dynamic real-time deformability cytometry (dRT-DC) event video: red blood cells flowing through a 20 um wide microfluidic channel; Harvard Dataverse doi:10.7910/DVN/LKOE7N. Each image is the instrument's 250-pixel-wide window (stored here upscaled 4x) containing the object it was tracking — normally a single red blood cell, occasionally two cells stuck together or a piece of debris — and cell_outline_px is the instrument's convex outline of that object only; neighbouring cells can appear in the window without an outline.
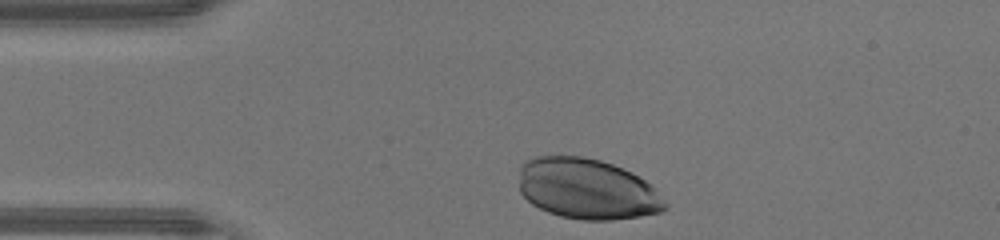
{"species": "human", "species_latin": "Homo sapiens", "temperature_condition": "warm", "stored_images_in_passage": 28, "camera_frame_rate_fps": 3000, "um_per_image_px": 0.085, "donor": {"sex": "male"}, "frame": {"image": 1, "passage_image": 1, "time_ms": 0.0, "image_size_px": [1000, 240], "cell_outline_px": [[668, 208], [660, 212], [612, 220], [580, 220], [560, 216], [548, 212], [532, 204], [520, 192], [520, 164], [524, 160], [536, 156], [580, 156], [600, 160], [612, 164], [632, 172], [656, 188], [668, 204]], "centroid_in_image_um": [49.9, 16.05], "position_along_channel_um": 35.1, "area_um2": 51.85}}
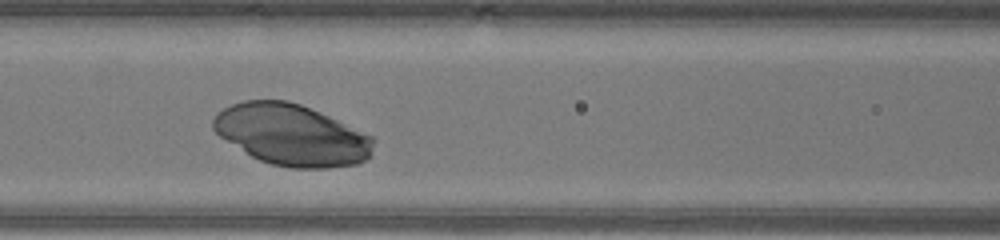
{"frame": {"image": 2, "passage_image": 11, "time_ms": 3.333, "image_size_px": [1000, 240], "cell_outline_px": [[372, 152], [364, 160], [356, 164], [328, 168], [288, 168], [272, 164], [260, 160], [252, 156], [220, 136], [212, 128], [212, 120], [216, 112], [232, 104], [244, 100], [288, 100], [300, 104], [320, 112], [372, 136]], "centroid_in_image_um": [24.75, 11.46], "position_along_channel_um": 141.8, "area_um2": 56.76}}
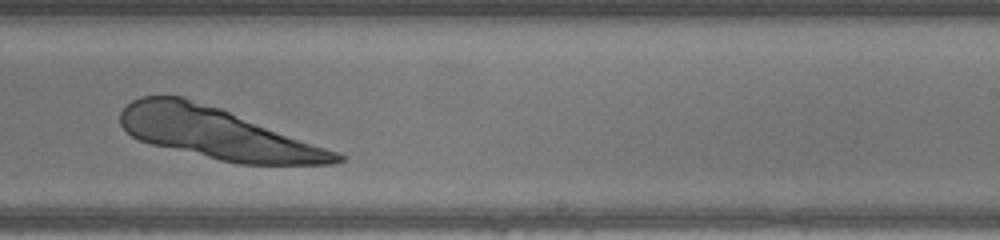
{"frame": {"image": 3, "passage_image": 20, "time_ms": 6.333, "image_size_px": [1000, 240], "cell_outline_px": [[348, 156], [344, 160], [332, 164], [240, 164], [220, 160], [152, 144], [140, 140], [132, 136], [120, 124], [120, 112], [132, 100], [140, 96], [184, 96], [220, 108]], "centroid_in_image_um": [18.46, 11.34], "position_along_channel_um": 270.5, "area_um2": 63.29}}